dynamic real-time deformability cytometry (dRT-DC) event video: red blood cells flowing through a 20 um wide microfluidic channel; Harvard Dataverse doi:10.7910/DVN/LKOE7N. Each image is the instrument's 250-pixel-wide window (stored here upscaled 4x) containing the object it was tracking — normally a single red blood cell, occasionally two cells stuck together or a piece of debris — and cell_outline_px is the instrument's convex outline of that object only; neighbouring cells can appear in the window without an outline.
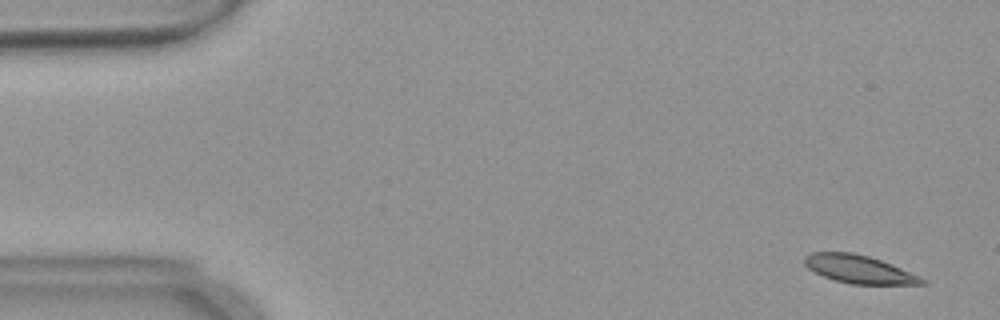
{"species": "common noctule bat (a hibernating species)", "species_latin": "Nyctalus noctula", "temperature_condition": "warm", "stored_images_in_passage": 55, "camera_frame_rate_fps": 3000, "um_per_image_px": 0.085, "animal": {"sex": "female", "body_mass_g": 18.4}, "frame": {"image": 1, "passage_image": 3, "time_ms": 0.667, "image_size_px": [1000, 320], "cell_outline_px": [[928, 284], [852, 284], [836, 280], [824, 276], [808, 268], [804, 264], [804, 256], [812, 252], [852, 252], [868, 256], [880, 260], [920, 276], [928, 280]], "centroid_in_image_um": [73.03, 22.88], "position_along_channel_um": 12.0, "area_um2": 19.02}}
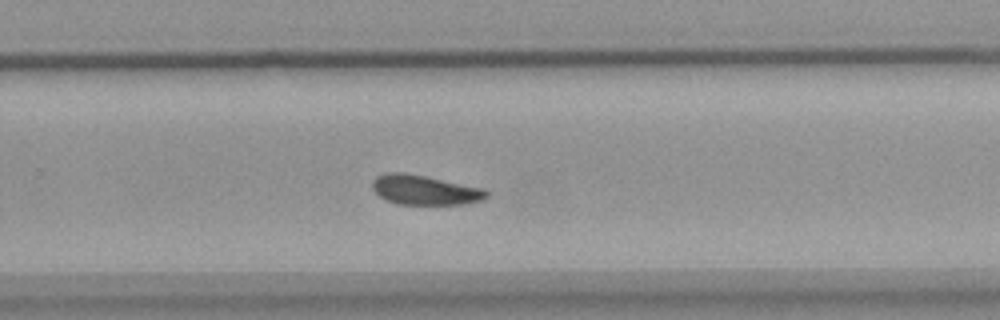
{"frame": {"image": 2, "passage_image": 36, "time_ms": 11.667, "image_size_px": [1000, 320], "cell_outline_px": [[488, 196], [484, 200], [468, 204], [396, 204], [384, 200], [372, 188], [372, 180], [376, 176], [388, 172], [404, 172], [484, 188], [488, 192]], "centroid_in_image_um": [36.1, 16.15], "position_along_channel_um": 293.7, "area_um2": 19.88}}
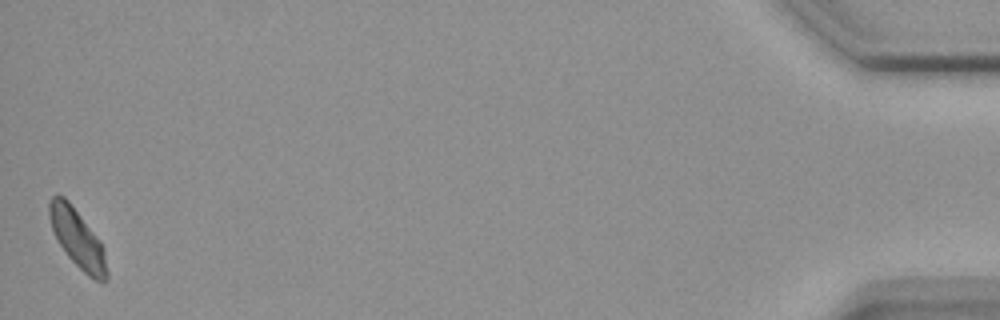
{"frame": {"image": 3, "passage_image": 55, "time_ms": 18.0, "image_size_px": [1000, 320], "cell_outline_px": [[108, 280], [96, 280], [88, 276], [68, 256], [60, 244], [52, 228], [48, 216], [48, 200], [52, 196], [64, 196], [68, 200], [100, 240], [104, 248], [108, 272]], "centroid_in_image_um": [6.59, 20.26], "position_along_channel_um": 428.6, "area_um2": 19.42}, "authors_computed_cell_mechanics": {"area_um2": 19.9988, "velocity_mm_per_s": 3.6414, "shape_relaxation_time_tau1_ms": 6.3045, "shape_relaxation_time_tau2_ms": null, "deformation_change_tau1": 0.1155, "deformation_change_tau2": null}}